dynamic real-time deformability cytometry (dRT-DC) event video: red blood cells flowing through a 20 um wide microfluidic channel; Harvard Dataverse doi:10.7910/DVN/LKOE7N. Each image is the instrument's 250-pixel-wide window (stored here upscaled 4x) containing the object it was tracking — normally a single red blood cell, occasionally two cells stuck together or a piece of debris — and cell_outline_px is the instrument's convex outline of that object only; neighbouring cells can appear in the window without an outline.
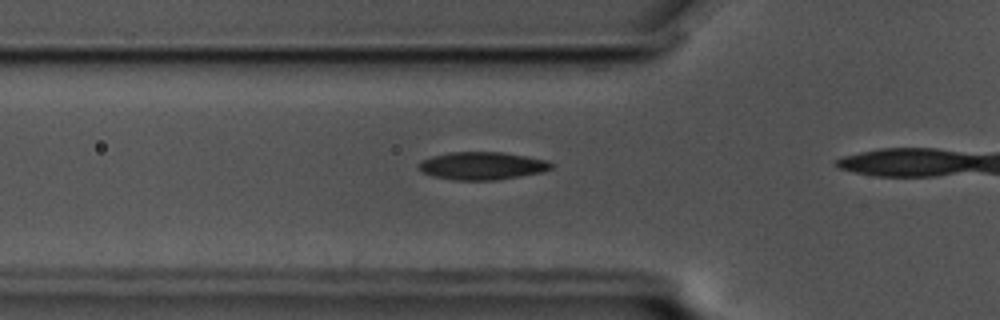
{"species": "common noctule bat (a hibernating species)", "species_latin": "Nyctalus noctula", "temperature_condition": "cold", "stored_images_in_passage": 8, "camera_frame_rate_fps": 3000, "um_per_image_px": 0.085, "animal": {"sex": "male", "body_mass_g": 17.5, "forearm_length_mm": 52.3}, "frame": {"image": 1, "passage_image": 3, "time_ms": 0.667, "image_size_px": [1000, 320], "cell_outline_px": [[552, 168], [544, 172], [496, 180], [456, 180], [436, 176], [420, 172], [416, 168], [420, 160], [432, 156], [448, 152], [504, 152], [548, 160], [552, 164]], "centroid_in_image_um": [40.96, 14.08], "position_along_channel_um": 84.8, "area_um2": 21.62}}
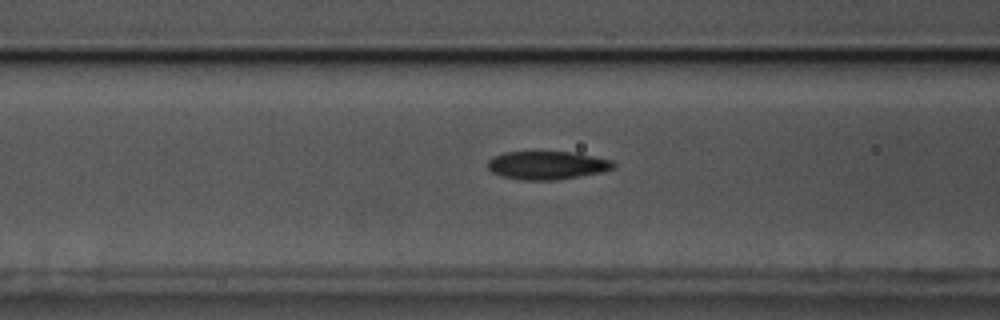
{"frame": {"image": 2, "passage_image": 6, "time_ms": 1.667, "image_size_px": [1000, 320], "cell_outline_px": [[616, 168], [600, 172], [552, 180], [520, 180], [500, 176], [492, 172], [488, 168], [488, 160], [504, 152], [576, 152], [612, 160], [616, 164]], "centroid_in_image_um": [46.51, 14.04], "position_along_channel_um": 120.1, "area_um2": 20.63}}